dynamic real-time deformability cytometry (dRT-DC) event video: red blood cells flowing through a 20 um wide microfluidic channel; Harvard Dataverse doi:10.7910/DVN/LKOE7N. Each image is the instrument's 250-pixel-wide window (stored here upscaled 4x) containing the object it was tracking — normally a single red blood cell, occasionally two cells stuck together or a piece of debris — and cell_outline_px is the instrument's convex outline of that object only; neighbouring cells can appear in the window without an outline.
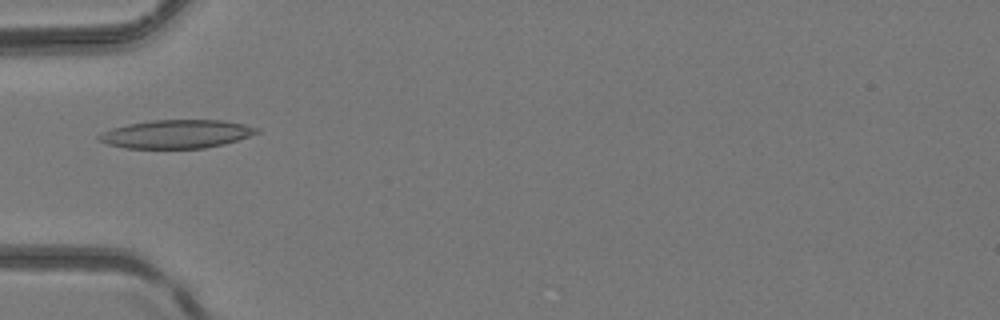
{"species": "common noctule bat (a hibernating species)", "species_latin": "Nyctalus noctula", "temperature_condition": "room temperature", "stored_images_in_passage": 5, "camera_frame_rate_fps": 3000, "um_per_image_px": 0.085, "animal": {"sex": "female", "body_mass_g": 24.6, "forearm_length_mm": 56.2}, "frame": {"image": 1, "passage_image": 4, "time_ms": 1.0, "image_size_px": [1000, 320], "cell_outline_px": [[260, 132], [224, 144], [204, 148], [124, 148], [108, 144], [96, 140], [96, 136], [112, 128], [128, 124], [152, 120], [224, 120], [244, 124], [260, 128]], "centroid_in_image_um": [14.99, 11.39], "position_along_channel_um": 70.0, "area_um2": 26.13}}
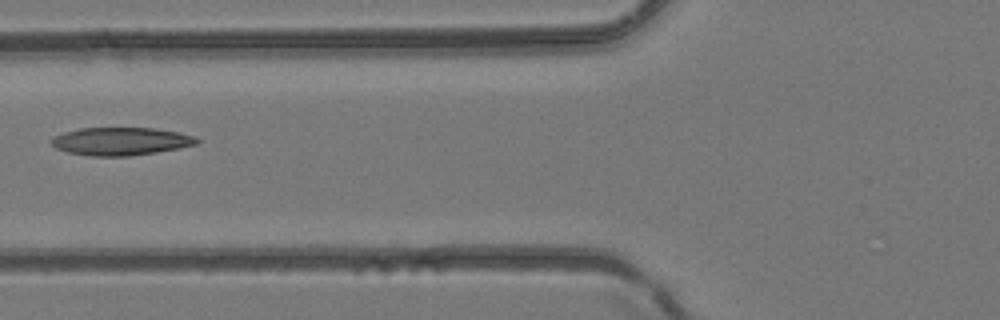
{"frame": {"image": 2, "passage_image": 5, "time_ms": 1.333, "image_size_px": [1000, 320], "cell_outline_px": [[200, 140], [196, 144], [180, 148], [156, 152], [128, 156], [88, 156], [68, 152], [56, 148], [48, 140], [52, 136], [64, 132], [80, 128], [152, 128], [180, 132], [196, 136]], "centroid_in_image_um": [10.25, 12.01], "position_along_channel_um": 115.5, "area_um2": 23.81}}